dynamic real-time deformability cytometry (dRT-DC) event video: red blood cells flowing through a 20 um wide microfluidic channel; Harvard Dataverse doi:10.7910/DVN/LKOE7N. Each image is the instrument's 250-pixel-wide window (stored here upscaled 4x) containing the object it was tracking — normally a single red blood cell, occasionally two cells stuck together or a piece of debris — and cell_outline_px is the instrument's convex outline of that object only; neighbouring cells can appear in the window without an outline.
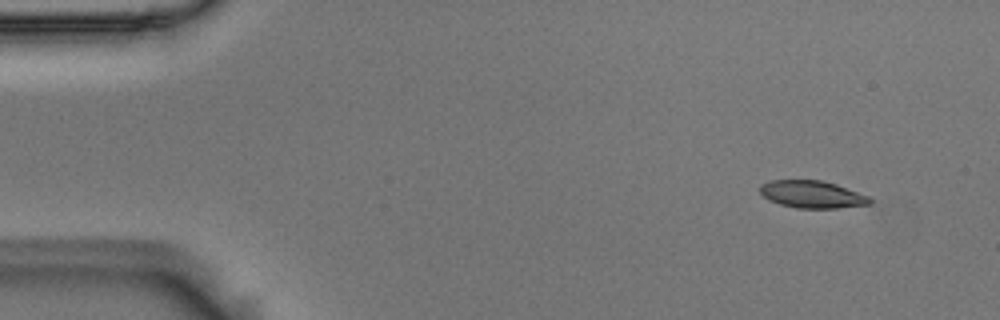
{"species": "Egyptian fruit bat (a non-hibernating species)", "species_latin": "Rousettus aegyptiacus", "temperature_condition": "room temperature", "stored_images_in_passage": 6, "camera_frame_rate_fps": 3000, "um_per_image_px": 0.085, "animal": {"sex": "male"}, "frame": {"image": 1, "passage_image": 2, "time_ms": 0.333, "image_size_px": [1000, 320], "cell_outline_px": [[872, 204], [836, 208], [796, 208], [780, 204], [768, 200], [760, 192], [760, 184], [768, 180], [820, 180], [836, 184], [868, 196], [872, 200]], "centroid_in_image_um": [69.0, 16.52], "position_along_channel_um": 16.0, "area_um2": 17.51}}